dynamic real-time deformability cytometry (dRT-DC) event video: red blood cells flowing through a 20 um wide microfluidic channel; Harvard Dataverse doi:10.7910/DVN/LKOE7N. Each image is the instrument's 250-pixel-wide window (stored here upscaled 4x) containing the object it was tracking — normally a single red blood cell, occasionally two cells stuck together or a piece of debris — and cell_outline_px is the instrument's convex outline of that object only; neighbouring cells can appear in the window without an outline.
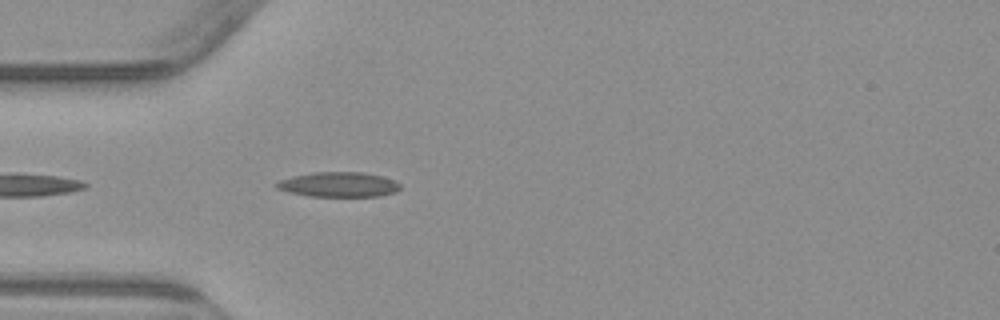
{"species": "common noctule bat (a hibernating species)", "species_latin": "Nyctalus noctula", "temperature_condition": "warm", "stored_images_in_passage": 13, "camera_frame_rate_fps": 3000, "um_per_image_px": 0.085, "animal": {"sex": "male", "body_mass_g": 23.1, "forearm_length_mm": 52.7}, "frame": {"image": 1, "passage_image": 3, "time_ms": 0.667, "image_size_px": [1000, 320], "cell_outline_px": [[400, 188], [396, 192], [380, 196], [308, 196], [276, 188], [276, 184], [280, 180], [292, 176], [312, 172], [364, 172], [396, 180], [400, 184]], "centroid_in_image_um": [28.82, 15.68], "position_along_channel_um": 56.2, "area_um2": 17.86}}